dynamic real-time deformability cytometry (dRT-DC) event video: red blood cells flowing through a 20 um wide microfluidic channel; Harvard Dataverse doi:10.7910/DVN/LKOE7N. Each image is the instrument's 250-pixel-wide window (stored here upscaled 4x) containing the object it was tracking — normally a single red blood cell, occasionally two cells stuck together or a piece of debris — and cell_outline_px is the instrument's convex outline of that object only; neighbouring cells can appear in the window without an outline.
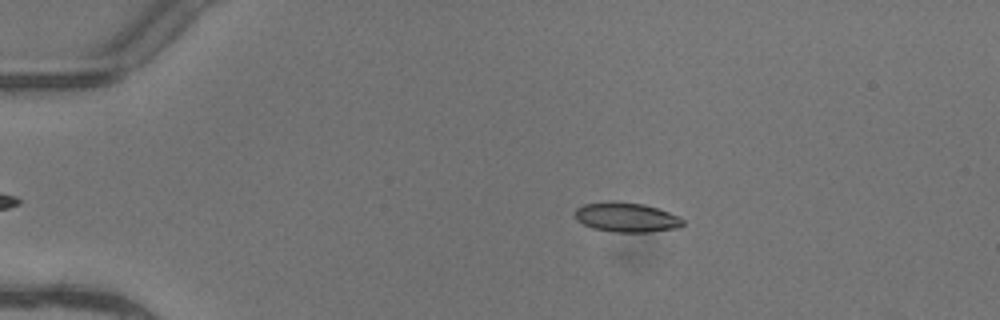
{"species": "common noctule bat (a hibernating species)", "species_latin": "Nyctalus noctula", "temperature_condition": "warm", "stored_images_in_passage": 4, "camera_frame_rate_fps": 3000, "um_per_image_px": 0.085, "animal": {"sex": "female"}, "frame": {"image": 1, "passage_image": 1, "time_ms": 0.0, "image_size_px": [1000, 320], "cell_outline_px": [[684, 224], [680, 228], [648, 232], [616, 232], [592, 228], [576, 220], [572, 212], [576, 208], [584, 204], [612, 200], [644, 204], [680, 216], [684, 220]], "centroid_in_image_um": [53.23, 18.46], "position_along_channel_um": 31.8, "area_um2": 18.9}}
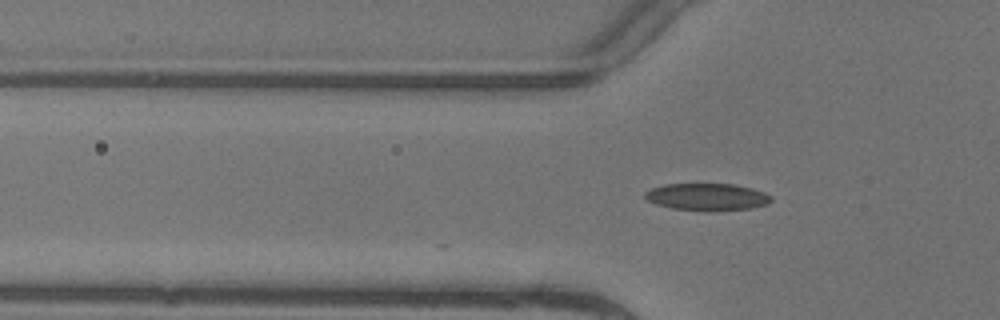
{"frame": {"image": 2, "passage_image": 3, "time_ms": 0.667, "image_size_px": [1000, 320], "cell_outline_px": [[772, 200], [768, 204], [748, 208], [712, 212], [704, 212], [672, 208], [656, 204], [648, 200], [644, 196], [644, 192], [652, 188], [664, 184], [732, 184], [752, 188], [764, 192], [772, 196]], "centroid_in_image_um": [60.1, 16.75], "position_along_channel_um": 65.7, "area_um2": 20.17}}
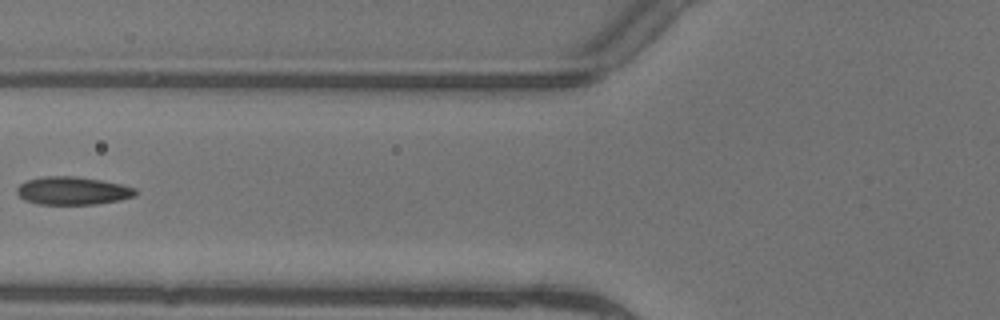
{"frame": {"image": 3, "passage_image": 4, "time_ms": 1.0, "image_size_px": [1000, 320], "cell_outline_px": [[136, 196], [120, 200], [96, 204], [36, 204], [24, 200], [16, 192], [16, 188], [20, 184], [28, 180], [44, 176], [76, 176], [100, 180], [120, 184], [136, 188]], "centroid_in_image_um": [6.17, 16.22], "position_along_channel_um": 119.6, "area_um2": 19.36}}